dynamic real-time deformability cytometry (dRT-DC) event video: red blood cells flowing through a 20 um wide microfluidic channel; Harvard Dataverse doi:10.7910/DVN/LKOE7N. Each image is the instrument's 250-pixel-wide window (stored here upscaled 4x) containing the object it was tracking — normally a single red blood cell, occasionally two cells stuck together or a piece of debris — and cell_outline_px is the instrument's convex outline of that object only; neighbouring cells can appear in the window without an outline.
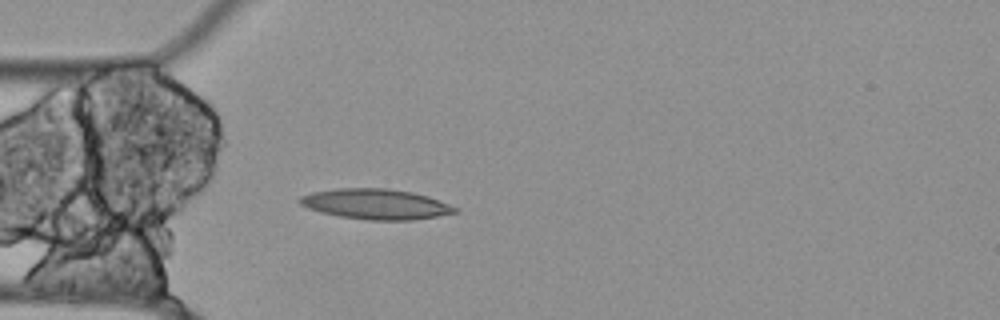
{"species": "Egyptian fruit bat (a non-hibernating species)", "species_latin": "Rousettus aegyptiacus", "temperature_condition": "cold", "stored_images_in_passage": 41, "camera_frame_rate_fps": 3000, "um_per_image_px": 0.085, "animal": {"sex": "female"}, "frame": {"image": 1, "passage_image": 1, "time_ms": 0.0, "image_size_px": [1000, 320], "cell_outline_px": [[460, 212], [412, 220], [368, 220], [340, 216], [320, 212], [308, 208], [300, 204], [296, 200], [300, 196], [312, 192], [336, 188], [388, 188], [412, 192], [428, 196], [460, 208]], "centroid_in_image_um": [31.95, 17.34], "position_along_channel_um": 53.1, "area_um2": 27.63}}
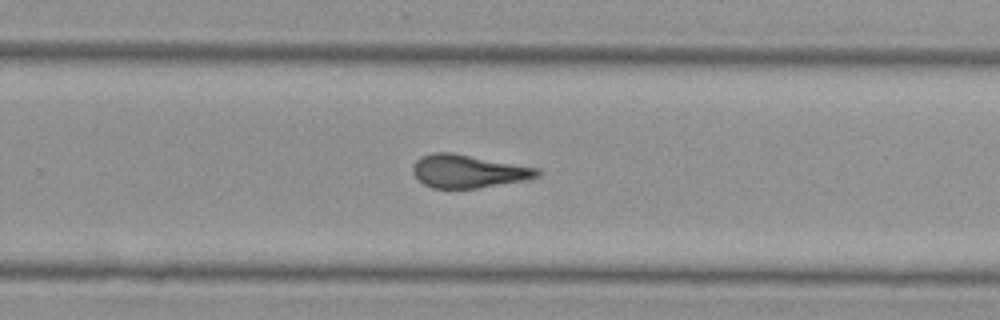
{"frame": {"image": 2, "passage_image": 21, "time_ms": 6.667, "image_size_px": [1000, 320], "cell_outline_px": [[544, 172], [540, 176], [528, 180], [476, 188], [432, 188], [424, 184], [412, 172], [412, 168], [416, 160], [420, 156], [432, 152], [452, 152], [540, 168]], "centroid_in_image_um": [39.85, 14.55], "position_along_channel_um": 289.9, "area_um2": 24.28}}
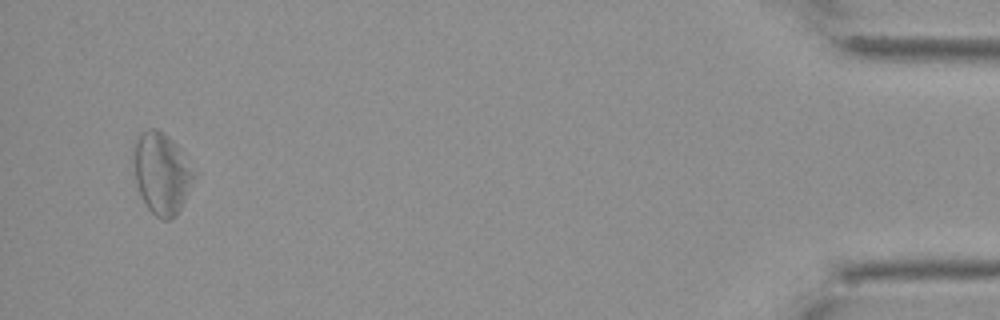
{"frame": {"image": 3, "passage_image": 39, "time_ms": 12.667, "image_size_px": [1000, 320], "cell_outline_px": [[200, 176], [176, 216], [168, 220], [160, 220], [148, 208], [136, 184], [132, 160], [132, 156], [136, 136], [148, 128], [156, 128], [172, 140], [176, 144], [200, 172]], "centroid_in_image_um": [13.81, 14.73], "position_along_channel_um": 421.4, "area_um2": 29.77}, "authors_computed_cell_mechanics": {"area_um2": 24.3916, "velocity_mm_per_s": 3.5012, "shape_relaxation_time_tau1_ms": null, "shape_relaxation_time_tau2_ms": 8.5556, "deformation_change_tau1": null, "deformation_change_tau2": 0.1098}}